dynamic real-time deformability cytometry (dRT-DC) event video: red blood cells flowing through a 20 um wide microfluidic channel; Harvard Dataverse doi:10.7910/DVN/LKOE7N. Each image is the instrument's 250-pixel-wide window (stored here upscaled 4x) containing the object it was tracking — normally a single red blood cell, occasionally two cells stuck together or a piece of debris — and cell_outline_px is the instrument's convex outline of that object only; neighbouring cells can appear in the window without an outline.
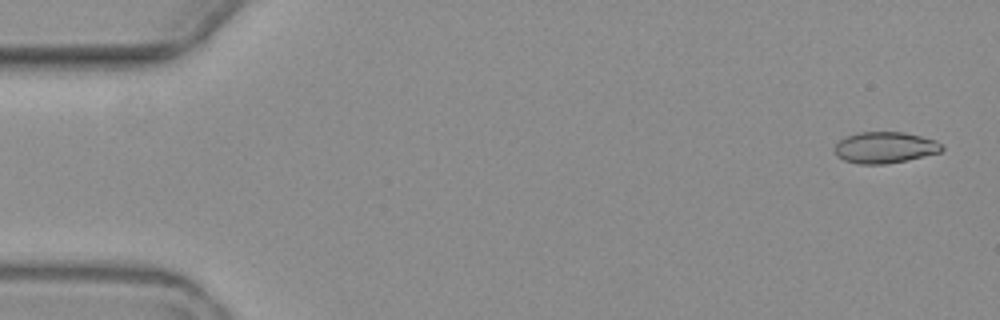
{"species": "common noctule bat (a hibernating species)", "species_latin": "Nyctalus noctula", "temperature_condition": "warm", "stored_images_in_passage": 5, "segment_of_instrument_passage": [2, 2], "camera_frame_rate_fps": 3000, "um_per_image_px": 0.085, "animal": {"sex": "female", "body_mass_g": 19.3, "forearm_length_mm": 54.1}, "frame": {"image": 1, "passage_image": 5, "time_ms": 6.333, "image_size_px": [1000, 320], "cell_outline_px": [[944, 148], [940, 152], [888, 164], [860, 164], [844, 160], [836, 156], [836, 144], [844, 136], [856, 132], [904, 132], [936, 140]], "centroid_in_image_um": [75.19, 12.53], "position_along_channel_um": 9.8, "area_um2": 19.48}}